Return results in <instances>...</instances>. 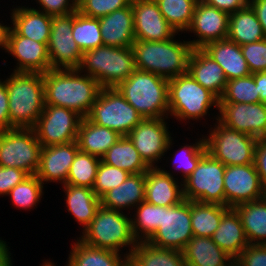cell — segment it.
Masks as SVG:
<instances>
[{
  "instance_id": "cell-1",
  "label": "cell",
  "mask_w": 266,
  "mask_h": 266,
  "mask_svg": "<svg viewBox=\"0 0 266 266\" xmlns=\"http://www.w3.org/2000/svg\"><path fill=\"white\" fill-rule=\"evenodd\" d=\"M45 105L74 110L87 117L101 86L97 80L78 69H51L43 74Z\"/></svg>"
},
{
  "instance_id": "cell-2",
  "label": "cell",
  "mask_w": 266,
  "mask_h": 266,
  "mask_svg": "<svg viewBox=\"0 0 266 266\" xmlns=\"http://www.w3.org/2000/svg\"><path fill=\"white\" fill-rule=\"evenodd\" d=\"M135 40L132 44L135 68L167 80L188 72V60L193 50L189 41Z\"/></svg>"
},
{
  "instance_id": "cell-3",
  "label": "cell",
  "mask_w": 266,
  "mask_h": 266,
  "mask_svg": "<svg viewBox=\"0 0 266 266\" xmlns=\"http://www.w3.org/2000/svg\"><path fill=\"white\" fill-rule=\"evenodd\" d=\"M9 97L12 128H33L45 107L42 73L12 72L4 80Z\"/></svg>"
},
{
  "instance_id": "cell-4",
  "label": "cell",
  "mask_w": 266,
  "mask_h": 266,
  "mask_svg": "<svg viewBox=\"0 0 266 266\" xmlns=\"http://www.w3.org/2000/svg\"><path fill=\"white\" fill-rule=\"evenodd\" d=\"M168 82L156 74L135 70L116 88L142 118L168 117Z\"/></svg>"
},
{
  "instance_id": "cell-5",
  "label": "cell",
  "mask_w": 266,
  "mask_h": 266,
  "mask_svg": "<svg viewBox=\"0 0 266 266\" xmlns=\"http://www.w3.org/2000/svg\"><path fill=\"white\" fill-rule=\"evenodd\" d=\"M78 70L101 88H116L136 70L133 49L103 45L85 51Z\"/></svg>"
},
{
  "instance_id": "cell-6",
  "label": "cell",
  "mask_w": 266,
  "mask_h": 266,
  "mask_svg": "<svg viewBox=\"0 0 266 266\" xmlns=\"http://www.w3.org/2000/svg\"><path fill=\"white\" fill-rule=\"evenodd\" d=\"M130 217L122 211H116L100 206L91 223L83 230L79 239L85 244L113 250L119 253L124 247H130L125 255L130 256L137 245L133 236Z\"/></svg>"
},
{
  "instance_id": "cell-7",
  "label": "cell",
  "mask_w": 266,
  "mask_h": 266,
  "mask_svg": "<svg viewBox=\"0 0 266 266\" xmlns=\"http://www.w3.org/2000/svg\"><path fill=\"white\" fill-rule=\"evenodd\" d=\"M219 108V98L199 84L189 72L168 82V116L176 120H200L211 107Z\"/></svg>"
},
{
  "instance_id": "cell-8",
  "label": "cell",
  "mask_w": 266,
  "mask_h": 266,
  "mask_svg": "<svg viewBox=\"0 0 266 266\" xmlns=\"http://www.w3.org/2000/svg\"><path fill=\"white\" fill-rule=\"evenodd\" d=\"M215 122L204 136L207 152L225 166L253 164L258 139Z\"/></svg>"
},
{
  "instance_id": "cell-9",
  "label": "cell",
  "mask_w": 266,
  "mask_h": 266,
  "mask_svg": "<svg viewBox=\"0 0 266 266\" xmlns=\"http://www.w3.org/2000/svg\"><path fill=\"white\" fill-rule=\"evenodd\" d=\"M87 118L127 136L143 119L117 88H101Z\"/></svg>"
},
{
  "instance_id": "cell-10",
  "label": "cell",
  "mask_w": 266,
  "mask_h": 266,
  "mask_svg": "<svg viewBox=\"0 0 266 266\" xmlns=\"http://www.w3.org/2000/svg\"><path fill=\"white\" fill-rule=\"evenodd\" d=\"M42 145L33 128H12L0 131V166L19 168L36 174Z\"/></svg>"
},
{
  "instance_id": "cell-11",
  "label": "cell",
  "mask_w": 266,
  "mask_h": 266,
  "mask_svg": "<svg viewBox=\"0 0 266 266\" xmlns=\"http://www.w3.org/2000/svg\"><path fill=\"white\" fill-rule=\"evenodd\" d=\"M224 173L225 165L207 152L191 175L183 181L184 198L225 206Z\"/></svg>"
},
{
  "instance_id": "cell-12",
  "label": "cell",
  "mask_w": 266,
  "mask_h": 266,
  "mask_svg": "<svg viewBox=\"0 0 266 266\" xmlns=\"http://www.w3.org/2000/svg\"><path fill=\"white\" fill-rule=\"evenodd\" d=\"M82 118L74 110L45 105L33 130L42 147L65 144L77 140Z\"/></svg>"
},
{
  "instance_id": "cell-13",
  "label": "cell",
  "mask_w": 266,
  "mask_h": 266,
  "mask_svg": "<svg viewBox=\"0 0 266 266\" xmlns=\"http://www.w3.org/2000/svg\"><path fill=\"white\" fill-rule=\"evenodd\" d=\"M193 237L190 201L162 207L161 225L147 240L151 245L183 251Z\"/></svg>"
},
{
  "instance_id": "cell-14",
  "label": "cell",
  "mask_w": 266,
  "mask_h": 266,
  "mask_svg": "<svg viewBox=\"0 0 266 266\" xmlns=\"http://www.w3.org/2000/svg\"><path fill=\"white\" fill-rule=\"evenodd\" d=\"M168 118L170 117L143 118L127 135L150 168L159 167L156 163L167 154L165 152L174 144L168 130V122L165 121Z\"/></svg>"
},
{
  "instance_id": "cell-15",
  "label": "cell",
  "mask_w": 266,
  "mask_h": 266,
  "mask_svg": "<svg viewBox=\"0 0 266 266\" xmlns=\"http://www.w3.org/2000/svg\"><path fill=\"white\" fill-rule=\"evenodd\" d=\"M47 49L51 69L79 68L83 52L73 39L72 13L64 16H52Z\"/></svg>"
},
{
  "instance_id": "cell-16",
  "label": "cell",
  "mask_w": 266,
  "mask_h": 266,
  "mask_svg": "<svg viewBox=\"0 0 266 266\" xmlns=\"http://www.w3.org/2000/svg\"><path fill=\"white\" fill-rule=\"evenodd\" d=\"M223 184L225 206L229 208L265 197L254 163L225 166Z\"/></svg>"
},
{
  "instance_id": "cell-17",
  "label": "cell",
  "mask_w": 266,
  "mask_h": 266,
  "mask_svg": "<svg viewBox=\"0 0 266 266\" xmlns=\"http://www.w3.org/2000/svg\"><path fill=\"white\" fill-rule=\"evenodd\" d=\"M215 118L224 126L251 135L266 138V103H219Z\"/></svg>"
},
{
  "instance_id": "cell-18",
  "label": "cell",
  "mask_w": 266,
  "mask_h": 266,
  "mask_svg": "<svg viewBox=\"0 0 266 266\" xmlns=\"http://www.w3.org/2000/svg\"><path fill=\"white\" fill-rule=\"evenodd\" d=\"M229 14L204 1L197 2L192 22L186 30L196 35V40L189 41L193 49H202L206 44L227 39Z\"/></svg>"
},
{
  "instance_id": "cell-19",
  "label": "cell",
  "mask_w": 266,
  "mask_h": 266,
  "mask_svg": "<svg viewBox=\"0 0 266 266\" xmlns=\"http://www.w3.org/2000/svg\"><path fill=\"white\" fill-rule=\"evenodd\" d=\"M135 40L167 41L178 33L165 20L155 0H131Z\"/></svg>"
},
{
  "instance_id": "cell-20",
  "label": "cell",
  "mask_w": 266,
  "mask_h": 266,
  "mask_svg": "<svg viewBox=\"0 0 266 266\" xmlns=\"http://www.w3.org/2000/svg\"><path fill=\"white\" fill-rule=\"evenodd\" d=\"M5 52L17 60L13 72L46 73L51 70L48 49L45 43L18 35L11 27L7 34Z\"/></svg>"
},
{
  "instance_id": "cell-21",
  "label": "cell",
  "mask_w": 266,
  "mask_h": 266,
  "mask_svg": "<svg viewBox=\"0 0 266 266\" xmlns=\"http://www.w3.org/2000/svg\"><path fill=\"white\" fill-rule=\"evenodd\" d=\"M78 151L77 141L42 147L39 167L35 175L44 185L47 182H59L64 185Z\"/></svg>"
},
{
  "instance_id": "cell-22",
  "label": "cell",
  "mask_w": 266,
  "mask_h": 266,
  "mask_svg": "<svg viewBox=\"0 0 266 266\" xmlns=\"http://www.w3.org/2000/svg\"><path fill=\"white\" fill-rule=\"evenodd\" d=\"M161 167L149 168L145 173V201L162 207L176 205L183 200V182ZM178 181V182H177Z\"/></svg>"
},
{
  "instance_id": "cell-23",
  "label": "cell",
  "mask_w": 266,
  "mask_h": 266,
  "mask_svg": "<svg viewBox=\"0 0 266 266\" xmlns=\"http://www.w3.org/2000/svg\"><path fill=\"white\" fill-rule=\"evenodd\" d=\"M103 45L132 47L135 41L134 17L131 3L99 18Z\"/></svg>"
},
{
  "instance_id": "cell-24",
  "label": "cell",
  "mask_w": 266,
  "mask_h": 266,
  "mask_svg": "<svg viewBox=\"0 0 266 266\" xmlns=\"http://www.w3.org/2000/svg\"><path fill=\"white\" fill-rule=\"evenodd\" d=\"M11 28L20 36L48 45L52 16L25 6H16L11 11ZM13 25V27H12Z\"/></svg>"
},
{
  "instance_id": "cell-25",
  "label": "cell",
  "mask_w": 266,
  "mask_h": 266,
  "mask_svg": "<svg viewBox=\"0 0 266 266\" xmlns=\"http://www.w3.org/2000/svg\"><path fill=\"white\" fill-rule=\"evenodd\" d=\"M189 74L204 88L220 98L227 79L222 67L202 49H193L188 60Z\"/></svg>"
},
{
  "instance_id": "cell-26",
  "label": "cell",
  "mask_w": 266,
  "mask_h": 266,
  "mask_svg": "<svg viewBox=\"0 0 266 266\" xmlns=\"http://www.w3.org/2000/svg\"><path fill=\"white\" fill-rule=\"evenodd\" d=\"M202 50L223 69L227 81L251 75L241 47L229 39L213 41Z\"/></svg>"
},
{
  "instance_id": "cell-27",
  "label": "cell",
  "mask_w": 266,
  "mask_h": 266,
  "mask_svg": "<svg viewBox=\"0 0 266 266\" xmlns=\"http://www.w3.org/2000/svg\"><path fill=\"white\" fill-rule=\"evenodd\" d=\"M144 200L145 173L130 174L122 184L100 197L101 206L121 212L133 210Z\"/></svg>"
},
{
  "instance_id": "cell-28",
  "label": "cell",
  "mask_w": 266,
  "mask_h": 266,
  "mask_svg": "<svg viewBox=\"0 0 266 266\" xmlns=\"http://www.w3.org/2000/svg\"><path fill=\"white\" fill-rule=\"evenodd\" d=\"M182 252L186 266H230L234 261L209 237L193 236Z\"/></svg>"
},
{
  "instance_id": "cell-29",
  "label": "cell",
  "mask_w": 266,
  "mask_h": 266,
  "mask_svg": "<svg viewBox=\"0 0 266 266\" xmlns=\"http://www.w3.org/2000/svg\"><path fill=\"white\" fill-rule=\"evenodd\" d=\"M212 240L234 260L249 245L241 218L234 208H230L221 219Z\"/></svg>"
},
{
  "instance_id": "cell-30",
  "label": "cell",
  "mask_w": 266,
  "mask_h": 266,
  "mask_svg": "<svg viewBox=\"0 0 266 266\" xmlns=\"http://www.w3.org/2000/svg\"><path fill=\"white\" fill-rule=\"evenodd\" d=\"M121 137L118 132L84 117L80 122L76 141L80 151L101 158Z\"/></svg>"
},
{
  "instance_id": "cell-31",
  "label": "cell",
  "mask_w": 266,
  "mask_h": 266,
  "mask_svg": "<svg viewBox=\"0 0 266 266\" xmlns=\"http://www.w3.org/2000/svg\"><path fill=\"white\" fill-rule=\"evenodd\" d=\"M76 241L71 245L72 248L65 266L128 265V257L125 254L123 255L113 250L89 246L78 238Z\"/></svg>"
},
{
  "instance_id": "cell-32",
  "label": "cell",
  "mask_w": 266,
  "mask_h": 266,
  "mask_svg": "<svg viewBox=\"0 0 266 266\" xmlns=\"http://www.w3.org/2000/svg\"><path fill=\"white\" fill-rule=\"evenodd\" d=\"M63 191L66 193V207L75 221L83 226L82 231L91 223L99 207L100 198L88 187L64 184Z\"/></svg>"
},
{
  "instance_id": "cell-33",
  "label": "cell",
  "mask_w": 266,
  "mask_h": 266,
  "mask_svg": "<svg viewBox=\"0 0 266 266\" xmlns=\"http://www.w3.org/2000/svg\"><path fill=\"white\" fill-rule=\"evenodd\" d=\"M266 38L255 11L248 4L245 8L229 15L227 39L239 46Z\"/></svg>"
},
{
  "instance_id": "cell-34",
  "label": "cell",
  "mask_w": 266,
  "mask_h": 266,
  "mask_svg": "<svg viewBox=\"0 0 266 266\" xmlns=\"http://www.w3.org/2000/svg\"><path fill=\"white\" fill-rule=\"evenodd\" d=\"M130 266H186L183 252L159 248L148 241L137 243L128 257Z\"/></svg>"
},
{
  "instance_id": "cell-35",
  "label": "cell",
  "mask_w": 266,
  "mask_h": 266,
  "mask_svg": "<svg viewBox=\"0 0 266 266\" xmlns=\"http://www.w3.org/2000/svg\"><path fill=\"white\" fill-rule=\"evenodd\" d=\"M249 244H266V198L236 205Z\"/></svg>"
},
{
  "instance_id": "cell-36",
  "label": "cell",
  "mask_w": 266,
  "mask_h": 266,
  "mask_svg": "<svg viewBox=\"0 0 266 266\" xmlns=\"http://www.w3.org/2000/svg\"><path fill=\"white\" fill-rule=\"evenodd\" d=\"M101 161L130 174L146 173L150 168L142 159L128 136H122L101 157Z\"/></svg>"
},
{
  "instance_id": "cell-37",
  "label": "cell",
  "mask_w": 266,
  "mask_h": 266,
  "mask_svg": "<svg viewBox=\"0 0 266 266\" xmlns=\"http://www.w3.org/2000/svg\"><path fill=\"white\" fill-rule=\"evenodd\" d=\"M229 209L221 204L190 201L193 236L211 238Z\"/></svg>"
},
{
  "instance_id": "cell-38",
  "label": "cell",
  "mask_w": 266,
  "mask_h": 266,
  "mask_svg": "<svg viewBox=\"0 0 266 266\" xmlns=\"http://www.w3.org/2000/svg\"><path fill=\"white\" fill-rule=\"evenodd\" d=\"M134 210L136 213L131 218L133 236L137 242L147 241L161 225L162 206L144 200Z\"/></svg>"
},
{
  "instance_id": "cell-39",
  "label": "cell",
  "mask_w": 266,
  "mask_h": 266,
  "mask_svg": "<svg viewBox=\"0 0 266 266\" xmlns=\"http://www.w3.org/2000/svg\"><path fill=\"white\" fill-rule=\"evenodd\" d=\"M73 39L82 52L103 46L99 19L72 13Z\"/></svg>"
},
{
  "instance_id": "cell-40",
  "label": "cell",
  "mask_w": 266,
  "mask_h": 266,
  "mask_svg": "<svg viewBox=\"0 0 266 266\" xmlns=\"http://www.w3.org/2000/svg\"><path fill=\"white\" fill-rule=\"evenodd\" d=\"M165 20L176 30L184 32L189 28L196 0H155Z\"/></svg>"
},
{
  "instance_id": "cell-41",
  "label": "cell",
  "mask_w": 266,
  "mask_h": 266,
  "mask_svg": "<svg viewBox=\"0 0 266 266\" xmlns=\"http://www.w3.org/2000/svg\"><path fill=\"white\" fill-rule=\"evenodd\" d=\"M101 158L78 151L65 184L93 188Z\"/></svg>"
},
{
  "instance_id": "cell-42",
  "label": "cell",
  "mask_w": 266,
  "mask_h": 266,
  "mask_svg": "<svg viewBox=\"0 0 266 266\" xmlns=\"http://www.w3.org/2000/svg\"><path fill=\"white\" fill-rule=\"evenodd\" d=\"M260 95L256 88L254 73L228 80L219 103H258Z\"/></svg>"
},
{
  "instance_id": "cell-43",
  "label": "cell",
  "mask_w": 266,
  "mask_h": 266,
  "mask_svg": "<svg viewBox=\"0 0 266 266\" xmlns=\"http://www.w3.org/2000/svg\"><path fill=\"white\" fill-rule=\"evenodd\" d=\"M43 188L44 184L35 174L29 175L11 189L7 196L11 197L14 207L29 210L41 201Z\"/></svg>"
},
{
  "instance_id": "cell-44",
  "label": "cell",
  "mask_w": 266,
  "mask_h": 266,
  "mask_svg": "<svg viewBox=\"0 0 266 266\" xmlns=\"http://www.w3.org/2000/svg\"><path fill=\"white\" fill-rule=\"evenodd\" d=\"M195 144H187L184 146H181L179 151L175 156L176 159H172L173 162L175 161V170L178 169L182 174V182L187 179L191 173L195 170L197 167L199 161L202 159V157L207 153V149L205 146V140L204 135L199 140H196ZM177 155V156H176Z\"/></svg>"
},
{
  "instance_id": "cell-45",
  "label": "cell",
  "mask_w": 266,
  "mask_h": 266,
  "mask_svg": "<svg viewBox=\"0 0 266 266\" xmlns=\"http://www.w3.org/2000/svg\"><path fill=\"white\" fill-rule=\"evenodd\" d=\"M130 175L125 170L100 162L92 190L97 197L122 184Z\"/></svg>"
},
{
  "instance_id": "cell-46",
  "label": "cell",
  "mask_w": 266,
  "mask_h": 266,
  "mask_svg": "<svg viewBox=\"0 0 266 266\" xmlns=\"http://www.w3.org/2000/svg\"><path fill=\"white\" fill-rule=\"evenodd\" d=\"M130 3L131 0H78L77 11L82 15L99 19L127 7Z\"/></svg>"
},
{
  "instance_id": "cell-47",
  "label": "cell",
  "mask_w": 266,
  "mask_h": 266,
  "mask_svg": "<svg viewBox=\"0 0 266 266\" xmlns=\"http://www.w3.org/2000/svg\"><path fill=\"white\" fill-rule=\"evenodd\" d=\"M240 47L251 74L266 71V38Z\"/></svg>"
},
{
  "instance_id": "cell-48",
  "label": "cell",
  "mask_w": 266,
  "mask_h": 266,
  "mask_svg": "<svg viewBox=\"0 0 266 266\" xmlns=\"http://www.w3.org/2000/svg\"><path fill=\"white\" fill-rule=\"evenodd\" d=\"M234 261L239 266H266V244H249Z\"/></svg>"
},
{
  "instance_id": "cell-49",
  "label": "cell",
  "mask_w": 266,
  "mask_h": 266,
  "mask_svg": "<svg viewBox=\"0 0 266 266\" xmlns=\"http://www.w3.org/2000/svg\"><path fill=\"white\" fill-rule=\"evenodd\" d=\"M41 8L36 10L50 16H64L77 11L76 0H36ZM42 9V10H40Z\"/></svg>"
},
{
  "instance_id": "cell-50",
  "label": "cell",
  "mask_w": 266,
  "mask_h": 266,
  "mask_svg": "<svg viewBox=\"0 0 266 266\" xmlns=\"http://www.w3.org/2000/svg\"><path fill=\"white\" fill-rule=\"evenodd\" d=\"M28 176L22 169L0 166V196L6 197L11 189Z\"/></svg>"
},
{
  "instance_id": "cell-51",
  "label": "cell",
  "mask_w": 266,
  "mask_h": 266,
  "mask_svg": "<svg viewBox=\"0 0 266 266\" xmlns=\"http://www.w3.org/2000/svg\"><path fill=\"white\" fill-rule=\"evenodd\" d=\"M254 165L259 174L261 185L266 190V138H260L256 143Z\"/></svg>"
},
{
  "instance_id": "cell-52",
  "label": "cell",
  "mask_w": 266,
  "mask_h": 266,
  "mask_svg": "<svg viewBox=\"0 0 266 266\" xmlns=\"http://www.w3.org/2000/svg\"><path fill=\"white\" fill-rule=\"evenodd\" d=\"M9 97L5 81L0 80V131L10 129Z\"/></svg>"
},
{
  "instance_id": "cell-53",
  "label": "cell",
  "mask_w": 266,
  "mask_h": 266,
  "mask_svg": "<svg viewBox=\"0 0 266 266\" xmlns=\"http://www.w3.org/2000/svg\"><path fill=\"white\" fill-rule=\"evenodd\" d=\"M204 2L229 15L245 8L249 4V0H204Z\"/></svg>"
},
{
  "instance_id": "cell-54",
  "label": "cell",
  "mask_w": 266,
  "mask_h": 266,
  "mask_svg": "<svg viewBox=\"0 0 266 266\" xmlns=\"http://www.w3.org/2000/svg\"><path fill=\"white\" fill-rule=\"evenodd\" d=\"M249 5L255 11L266 37V0H249Z\"/></svg>"
},
{
  "instance_id": "cell-55",
  "label": "cell",
  "mask_w": 266,
  "mask_h": 266,
  "mask_svg": "<svg viewBox=\"0 0 266 266\" xmlns=\"http://www.w3.org/2000/svg\"><path fill=\"white\" fill-rule=\"evenodd\" d=\"M254 79L260 95V102L266 103V71L254 73Z\"/></svg>"
},
{
  "instance_id": "cell-56",
  "label": "cell",
  "mask_w": 266,
  "mask_h": 266,
  "mask_svg": "<svg viewBox=\"0 0 266 266\" xmlns=\"http://www.w3.org/2000/svg\"><path fill=\"white\" fill-rule=\"evenodd\" d=\"M0 238V266H12V257L11 253L9 252L8 244L6 241L1 240Z\"/></svg>"
},
{
  "instance_id": "cell-57",
  "label": "cell",
  "mask_w": 266,
  "mask_h": 266,
  "mask_svg": "<svg viewBox=\"0 0 266 266\" xmlns=\"http://www.w3.org/2000/svg\"><path fill=\"white\" fill-rule=\"evenodd\" d=\"M10 26L0 23V48L6 50L7 34Z\"/></svg>"
},
{
  "instance_id": "cell-58",
  "label": "cell",
  "mask_w": 266,
  "mask_h": 266,
  "mask_svg": "<svg viewBox=\"0 0 266 266\" xmlns=\"http://www.w3.org/2000/svg\"><path fill=\"white\" fill-rule=\"evenodd\" d=\"M41 266H56V265H54L53 262H50V261L48 262V260H46L45 262H43Z\"/></svg>"
},
{
  "instance_id": "cell-59",
  "label": "cell",
  "mask_w": 266,
  "mask_h": 266,
  "mask_svg": "<svg viewBox=\"0 0 266 266\" xmlns=\"http://www.w3.org/2000/svg\"><path fill=\"white\" fill-rule=\"evenodd\" d=\"M230 266H239V264L236 261H233V263Z\"/></svg>"
}]
</instances>
